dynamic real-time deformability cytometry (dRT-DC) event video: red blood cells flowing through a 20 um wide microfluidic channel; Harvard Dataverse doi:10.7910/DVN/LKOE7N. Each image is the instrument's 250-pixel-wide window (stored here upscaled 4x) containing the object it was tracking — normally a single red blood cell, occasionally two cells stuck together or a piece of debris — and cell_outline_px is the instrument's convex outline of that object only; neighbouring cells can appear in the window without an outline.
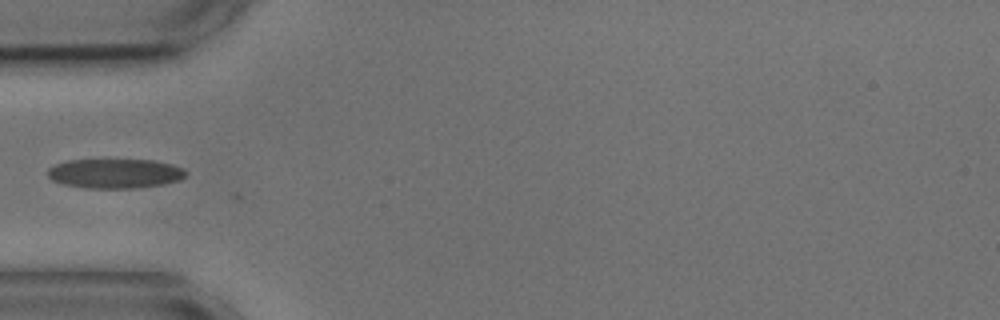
{"species": "common noctule bat (a hibernating species)", "species_latin": "Nyctalus noctula", "temperature_condition": "cold", "stored_images_in_passage": 5, "camera_frame_rate_fps": 3000, "um_per_image_px": 0.085, "animal": {"sex": "male", "body_mass_g": 17.9, "forearm_length_mm": 54.2}, "frame": {"image": 1, "passage_image": 5, "time_ms": 5.0, "image_size_px": [1000, 320], "cell_outline_px": [[188, 172], [180, 180], [164, 184], [136, 188], [88, 188], [64, 184], [52, 180], [48, 176], [48, 168], [56, 164], [68, 160], [152, 160], [172, 164], [184, 168]], "centroid_in_image_um": [9.8, 14.74], "position_along_channel_um": 75.2, "area_um2": 23.76}}